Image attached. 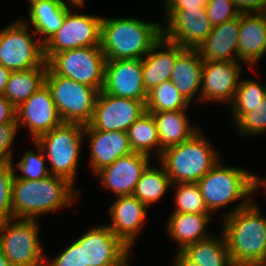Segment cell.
Returning <instances> with one entry per match:
<instances>
[{
    "mask_svg": "<svg viewBox=\"0 0 266 266\" xmlns=\"http://www.w3.org/2000/svg\"><path fill=\"white\" fill-rule=\"evenodd\" d=\"M172 184L197 183L219 162V153L198 131L192 138L163 150L160 156Z\"/></svg>",
    "mask_w": 266,
    "mask_h": 266,
    "instance_id": "4",
    "label": "cell"
},
{
    "mask_svg": "<svg viewBox=\"0 0 266 266\" xmlns=\"http://www.w3.org/2000/svg\"><path fill=\"white\" fill-rule=\"evenodd\" d=\"M165 9L206 8L208 0H163Z\"/></svg>",
    "mask_w": 266,
    "mask_h": 266,
    "instance_id": "42",
    "label": "cell"
},
{
    "mask_svg": "<svg viewBox=\"0 0 266 266\" xmlns=\"http://www.w3.org/2000/svg\"><path fill=\"white\" fill-rule=\"evenodd\" d=\"M84 135H89L90 163L95 174L118 158L134 152L127 132L96 130L88 124Z\"/></svg>",
    "mask_w": 266,
    "mask_h": 266,
    "instance_id": "19",
    "label": "cell"
},
{
    "mask_svg": "<svg viewBox=\"0 0 266 266\" xmlns=\"http://www.w3.org/2000/svg\"><path fill=\"white\" fill-rule=\"evenodd\" d=\"M189 104L171 80L149 90L145 102L147 112L177 111L187 109Z\"/></svg>",
    "mask_w": 266,
    "mask_h": 266,
    "instance_id": "32",
    "label": "cell"
},
{
    "mask_svg": "<svg viewBox=\"0 0 266 266\" xmlns=\"http://www.w3.org/2000/svg\"><path fill=\"white\" fill-rule=\"evenodd\" d=\"M260 185H263V187L266 188V180H259L258 176L254 174L250 184V195H252L256 190H258L257 188Z\"/></svg>",
    "mask_w": 266,
    "mask_h": 266,
    "instance_id": "45",
    "label": "cell"
},
{
    "mask_svg": "<svg viewBox=\"0 0 266 266\" xmlns=\"http://www.w3.org/2000/svg\"><path fill=\"white\" fill-rule=\"evenodd\" d=\"M176 208L173 212L212 214L207 209L197 183H174Z\"/></svg>",
    "mask_w": 266,
    "mask_h": 266,
    "instance_id": "34",
    "label": "cell"
},
{
    "mask_svg": "<svg viewBox=\"0 0 266 266\" xmlns=\"http://www.w3.org/2000/svg\"><path fill=\"white\" fill-rule=\"evenodd\" d=\"M73 188L74 185L67 179L54 175L33 181L14 177L13 218L37 219L38 215L68 207L80 194Z\"/></svg>",
    "mask_w": 266,
    "mask_h": 266,
    "instance_id": "3",
    "label": "cell"
},
{
    "mask_svg": "<svg viewBox=\"0 0 266 266\" xmlns=\"http://www.w3.org/2000/svg\"><path fill=\"white\" fill-rule=\"evenodd\" d=\"M266 96V83L261 85L253 80L241 79L230 105L234 124L247 112L254 110Z\"/></svg>",
    "mask_w": 266,
    "mask_h": 266,
    "instance_id": "33",
    "label": "cell"
},
{
    "mask_svg": "<svg viewBox=\"0 0 266 266\" xmlns=\"http://www.w3.org/2000/svg\"><path fill=\"white\" fill-rule=\"evenodd\" d=\"M151 165L143 171L133 193L147 208L161 199L172 184L161 163V169Z\"/></svg>",
    "mask_w": 266,
    "mask_h": 266,
    "instance_id": "31",
    "label": "cell"
},
{
    "mask_svg": "<svg viewBox=\"0 0 266 266\" xmlns=\"http://www.w3.org/2000/svg\"><path fill=\"white\" fill-rule=\"evenodd\" d=\"M16 20L0 30V65L10 71L42 67L45 63L44 44L34 40L36 33L26 21ZM33 35V36H32Z\"/></svg>",
    "mask_w": 266,
    "mask_h": 266,
    "instance_id": "10",
    "label": "cell"
},
{
    "mask_svg": "<svg viewBox=\"0 0 266 266\" xmlns=\"http://www.w3.org/2000/svg\"><path fill=\"white\" fill-rule=\"evenodd\" d=\"M101 16L72 14L70 9L58 31L44 43V54H56L62 51L100 47Z\"/></svg>",
    "mask_w": 266,
    "mask_h": 266,
    "instance_id": "11",
    "label": "cell"
},
{
    "mask_svg": "<svg viewBox=\"0 0 266 266\" xmlns=\"http://www.w3.org/2000/svg\"><path fill=\"white\" fill-rule=\"evenodd\" d=\"M162 37L185 49H197L213 29L206 8L164 9Z\"/></svg>",
    "mask_w": 266,
    "mask_h": 266,
    "instance_id": "12",
    "label": "cell"
},
{
    "mask_svg": "<svg viewBox=\"0 0 266 266\" xmlns=\"http://www.w3.org/2000/svg\"><path fill=\"white\" fill-rule=\"evenodd\" d=\"M206 13L213 26L233 20L240 14L232 0H208Z\"/></svg>",
    "mask_w": 266,
    "mask_h": 266,
    "instance_id": "38",
    "label": "cell"
},
{
    "mask_svg": "<svg viewBox=\"0 0 266 266\" xmlns=\"http://www.w3.org/2000/svg\"><path fill=\"white\" fill-rule=\"evenodd\" d=\"M240 14L233 20L213 26L197 50L203 61H238Z\"/></svg>",
    "mask_w": 266,
    "mask_h": 266,
    "instance_id": "22",
    "label": "cell"
},
{
    "mask_svg": "<svg viewBox=\"0 0 266 266\" xmlns=\"http://www.w3.org/2000/svg\"><path fill=\"white\" fill-rule=\"evenodd\" d=\"M266 53V13L240 14L238 61L253 66Z\"/></svg>",
    "mask_w": 266,
    "mask_h": 266,
    "instance_id": "23",
    "label": "cell"
},
{
    "mask_svg": "<svg viewBox=\"0 0 266 266\" xmlns=\"http://www.w3.org/2000/svg\"><path fill=\"white\" fill-rule=\"evenodd\" d=\"M150 157L132 152L118 158L96 174L100 177V183L115 194V197L133 195L143 171L150 164Z\"/></svg>",
    "mask_w": 266,
    "mask_h": 266,
    "instance_id": "18",
    "label": "cell"
},
{
    "mask_svg": "<svg viewBox=\"0 0 266 266\" xmlns=\"http://www.w3.org/2000/svg\"><path fill=\"white\" fill-rule=\"evenodd\" d=\"M145 102L112 96L101 90L89 125L96 130L127 132L146 111Z\"/></svg>",
    "mask_w": 266,
    "mask_h": 266,
    "instance_id": "14",
    "label": "cell"
},
{
    "mask_svg": "<svg viewBox=\"0 0 266 266\" xmlns=\"http://www.w3.org/2000/svg\"><path fill=\"white\" fill-rule=\"evenodd\" d=\"M16 121L18 127L25 124L33 141L63 123L46 84L16 108Z\"/></svg>",
    "mask_w": 266,
    "mask_h": 266,
    "instance_id": "15",
    "label": "cell"
},
{
    "mask_svg": "<svg viewBox=\"0 0 266 266\" xmlns=\"http://www.w3.org/2000/svg\"><path fill=\"white\" fill-rule=\"evenodd\" d=\"M11 72L12 71L6 69L3 65H0V95H3L5 91Z\"/></svg>",
    "mask_w": 266,
    "mask_h": 266,
    "instance_id": "44",
    "label": "cell"
},
{
    "mask_svg": "<svg viewBox=\"0 0 266 266\" xmlns=\"http://www.w3.org/2000/svg\"><path fill=\"white\" fill-rule=\"evenodd\" d=\"M162 38V25L134 18L101 20L100 47L106 60L143 59Z\"/></svg>",
    "mask_w": 266,
    "mask_h": 266,
    "instance_id": "2",
    "label": "cell"
},
{
    "mask_svg": "<svg viewBox=\"0 0 266 266\" xmlns=\"http://www.w3.org/2000/svg\"><path fill=\"white\" fill-rule=\"evenodd\" d=\"M0 266H12L0 248Z\"/></svg>",
    "mask_w": 266,
    "mask_h": 266,
    "instance_id": "46",
    "label": "cell"
},
{
    "mask_svg": "<svg viewBox=\"0 0 266 266\" xmlns=\"http://www.w3.org/2000/svg\"><path fill=\"white\" fill-rule=\"evenodd\" d=\"M58 256L51 261L46 259L45 266H84L82 257V244L75 240Z\"/></svg>",
    "mask_w": 266,
    "mask_h": 266,
    "instance_id": "39",
    "label": "cell"
},
{
    "mask_svg": "<svg viewBox=\"0 0 266 266\" xmlns=\"http://www.w3.org/2000/svg\"><path fill=\"white\" fill-rule=\"evenodd\" d=\"M240 14L266 13V0H232Z\"/></svg>",
    "mask_w": 266,
    "mask_h": 266,
    "instance_id": "41",
    "label": "cell"
},
{
    "mask_svg": "<svg viewBox=\"0 0 266 266\" xmlns=\"http://www.w3.org/2000/svg\"><path fill=\"white\" fill-rule=\"evenodd\" d=\"M36 219L13 218L0 223V248L12 266H45Z\"/></svg>",
    "mask_w": 266,
    "mask_h": 266,
    "instance_id": "7",
    "label": "cell"
},
{
    "mask_svg": "<svg viewBox=\"0 0 266 266\" xmlns=\"http://www.w3.org/2000/svg\"><path fill=\"white\" fill-rule=\"evenodd\" d=\"M186 110L149 112L156 122L160 147L163 150L189 140L200 131L193 126L191 128Z\"/></svg>",
    "mask_w": 266,
    "mask_h": 266,
    "instance_id": "28",
    "label": "cell"
},
{
    "mask_svg": "<svg viewBox=\"0 0 266 266\" xmlns=\"http://www.w3.org/2000/svg\"><path fill=\"white\" fill-rule=\"evenodd\" d=\"M14 162L0 164V223L13 219L12 185Z\"/></svg>",
    "mask_w": 266,
    "mask_h": 266,
    "instance_id": "36",
    "label": "cell"
},
{
    "mask_svg": "<svg viewBox=\"0 0 266 266\" xmlns=\"http://www.w3.org/2000/svg\"><path fill=\"white\" fill-rule=\"evenodd\" d=\"M18 129L17 121L0 125V164L13 162L11 145L19 131Z\"/></svg>",
    "mask_w": 266,
    "mask_h": 266,
    "instance_id": "40",
    "label": "cell"
},
{
    "mask_svg": "<svg viewBox=\"0 0 266 266\" xmlns=\"http://www.w3.org/2000/svg\"><path fill=\"white\" fill-rule=\"evenodd\" d=\"M34 144L38 147V153L36 154L32 150L25 151L21 160L16 164L21 174H16V168L13 164L15 178L33 181L50 175L49 169L46 167V157L41 147L36 142Z\"/></svg>",
    "mask_w": 266,
    "mask_h": 266,
    "instance_id": "35",
    "label": "cell"
},
{
    "mask_svg": "<svg viewBox=\"0 0 266 266\" xmlns=\"http://www.w3.org/2000/svg\"><path fill=\"white\" fill-rule=\"evenodd\" d=\"M47 69L45 63L42 67L12 71L3 96L17 108L45 84Z\"/></svg>",
    "mask_w": 266,
    "mask_h": 266,
    "instance_id": "29",
    "label": "cell"
},
{
    "mask_svg": "<svg viewBox=\"0 0 266 266\" xmlns=\"http://www.w3.org/2000/svg\"><path fill=\"white\" fill-rule=\"evenodd\" d=\"M29 19L33 31L41 36L44 44L62 26L66 13L71 9L63 0H29Z\"/></svg>",
    "mask_w": 266,
    "mask_h": 266,
    "instance_id": "26",
    "label": "cell"
},
{
    "mask_svg": "<svg viewBox=\"0 0 266 266\" xmlns=\"http://www.w3.org/2000/svg\"><path fill=\"white\" fill-rule=\"evenodd\" d=\"M212 214L172 212L167 223V233L180 248L177 255L187 246L210 237L205 232Z\"/></svg>",
    "mask_w": 266,
    "mask_h": 266,
    "instance_id": "27",
    "label": "cell"
},
{
    "mask_svg": "<svg viewBox=\"0 0 266 266\" xmlns=\"http://www.w3.org/2000/svg\"><path fill=\"white\" fill-rule=\"evenodd\" d=\"M240 61H204L201 75V102H222L230 106L240 82Z\"/></svg>",
    "mask_w": 266,
    "mask_h": 266,
    "instance_id": "16",
    "label": "cell"
},
{
    "mask_svg": "<svg viewBox=\"0 0 266 266\" xmlns=\"http://www.w3.org/2000/svg\"><path fill=\"white\" fill-rule=\"evenodd\" d=\"M217 162L197 184L209 212L223 208L236 200H250L253 173Z\"/></svg>",
    "mask_w": 266,
    "mask_h": 266,
    "instance_id": "9",
    "label": "cell"
},
{
    "mask_svg": "<svg viewBox=\"0 0 266 266\" xmlns=\"http://www.w3.org/2000/svg\"><path fill=\"white\" fill-rule=\"evenodd\" d=\"M162 48L165 50L162 51ZM184 50L185 48L164 37L152 47L151 51L142 59L143 83L147 92L171 79L176 58Z\"/></svg>",
    "mask_w": 266,
    "mask_h": 266,
    "instance_id": "21",
    "label": "cell"
},
{
    "mask_svg": "<svg viewBox=\"0 0 266 266\" xmlns=\"http://www.w3.org/2000/svg\"><path fill=\"white\" fill-rule=\"evenodd\" d=\"M48 68L56 75L103 89L106 57L101 47H83L44 54Z\"/></svg>",
    "mask_w": 266,
    "mask_h": 266,
    "instance_id": "8",
    "label": "cell"
},
{
    "mask_svg": "<svg viewBox=\"0 0 266 266\" xmlns=\"http://www.w3.org/2000/svg\"><path fill=\"white\" fill-rule=\"evenodd\" d=\"M239 134L256 136L266 131V96L256 107L245 113L236 123Z\"/></svg>",
    "mask_w": 266,
    "mask_h": 266,
    "instance_id": "37",
    "label": "cell"
},
{
    "mask_svg": "<svg viewBox=\"0 0 266 266\" xmlns=\"http://www.w3.org/2000/svg\"><path fill=\"white\" fill-rule=\"evenodd\" d=\"M77 240L84 266H128L131 249L107 225L91 227Z\"/></svg>",
    "mask_w": 266,
    "mask_h": 266,
    "instance_id": "13",
    "label": "cell"
},
{
    "mask_svg": "<svg viewBox=\"0 0 266 266\" xmlns=\"http://www.w3.org/2000/svg\"><path fill=\"white\" fill-rule=\"evenodd\" d=\"M220 235L187 246L174 257V266H232L223 232Z\"/></svg>",
    "mask_w": 266,
    "mask_h": 266,
    "instance_id": "24",
    "label": "cell"
},
{
    "mask_svg": "<svg viewBox=\"0 0 266 266\" xmlns=\"http://www.w3.org/2000/svg\"><path fill=\"white\" fill-rule=\"evenodd\" d=\"M84 128L81 124L62 123L34 141L51 164L48 168L50 175L65 178L74 184Z\"/></svg>",
    "mask_w": 266,
    "mask_h": 266,
    "instance_id": "5",
    "label": "cell"
},
{
    "mask_svg": "<svg viewBox=\"0 0 266 266\" xmlns=\"http://www.w3.org/2000/svg\"><path fill=\"white\" fill-rule=\"evenodd\" d=\"M45 84L63 123L88 125L93 117L98 91L88 85L54 74L49 68Z\"/></svg>",
    "mask_w": 266,
    "mask_h": 266,
    "instance_id": "6",
    "label": "cell"
},
{
    "mask_svg": "<svg viewBox=\"0 0 266 266\" xmlns=\"http://www.w3.org/2000/svg\"><path fill=\"white\" fill-rule=\"evenodd\" d=\"M16 121V107L0 95V125Z\"/></svg>",
    "mask_w": 266,
    "mask_h": 266,
    "instance_id": "43",
    "label": "cell"
},
{
    "mask_svg": "<svg viewBox=\"0 0 266 266\" xmlns=\"http://www.w3.org/2000/svg\"><path fill=\"white\" fill-rule=\"evenodd\" d=\"M203 62L197 49H185L176 58L170 80L189 103L198 92L200 100Z\"/></svg>",
    "mask_w": 266,
    "mask_h": 266,
    "instance_id": "25",
    "label": "cell"
},
{
    "mask_svg": "<svg viewBox=\"0 0 266 266\" xmlns=\"http://www.w3.org/2000/svg\"><path fill=\"white\" fill-rule=\"evenodd\" d=\"M70 2L73 6H76V7H78V6H82V5H84V1L85 0H67V2Z\"/></svg>",
    "mask_w": 266,
    "mask_h": 266,
    "instance_id": "47",
    "label": "cell"
},
{
    "mask_svg": "<svg viewBox=\"0 0 266 266\" xmlns=\"http://www.w3.org/2000/svg\"><path fill=\"white\" fill-rule=\"evenodd\" d=\"M102 90L112 96L146 101L142 59L106 60Z\"/></svg>",
    "mask_w": 266,
    "mask_h": 266,
    "instance_id": "17",
    "label": "cell"
},
{
    "mask_svg": "<svg viewBox=\"0 0 266 266\" xmlns=\"http://www.w3.org/2000/svg\"><path fill=\"white\" fill-rule=\"evenodd\" d=\"M128 138L134 152L150 156L156 149L158 161L163 152L160 147L159 134L152 113L145 111L127 130ZM157 147V148H156Z\"/></svg>",
    "mask_w": 266,
    "mask_h": 266,
    "instance_id": "30",
    "label": "cell"
},
{
    "mask_svg": "<svg viewBox=\"0 0 266 266\" xmlns=\"http://www.w3.org/2000/svg\"><path fill=\"white\" fill-rule=\"evenodd\" d=\"M223 219L224 234L232 266L266 263V217L256 203L241 200Z\"/></svg>",
    "mask_w": 266,
    "mask_h": 266,
    "instance_id": "1",
    "label": "cell"
},
{
    "mask_svg": "<svg viewBox=\"0 0 266 266\" xmlns=\"http://www.w3.org/2000/svg\"><path fill=\"white\" fill-rule=\"evenodd\" d=\"M109 207L110 230L129 248L142 228L147 207L134 195L118 196Z\"/></svg>",
    "mask_w": 266,
    "mask_h": 266,
    "instance_id": "20",
    "label": "cell"
}]
</instances>
